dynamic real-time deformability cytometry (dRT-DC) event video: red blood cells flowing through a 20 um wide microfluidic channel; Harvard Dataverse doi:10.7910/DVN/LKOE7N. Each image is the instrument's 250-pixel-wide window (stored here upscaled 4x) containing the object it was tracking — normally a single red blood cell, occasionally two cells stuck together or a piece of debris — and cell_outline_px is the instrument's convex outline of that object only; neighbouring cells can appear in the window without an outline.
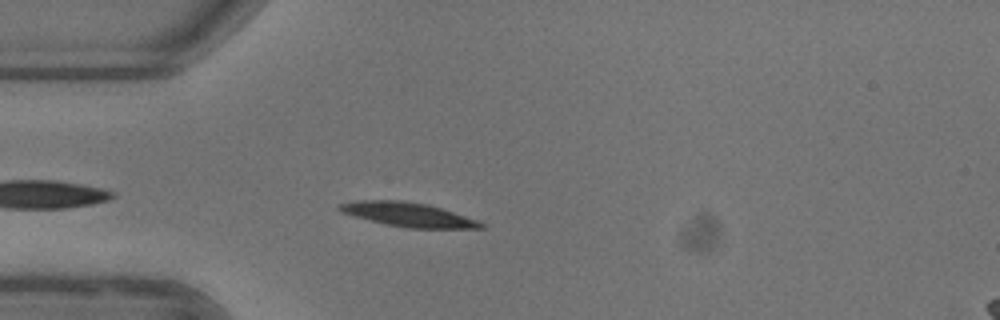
{"species": "common noctule bat (a hibernating species)", "species_latin": "Nyctalus noctula", "temperature_condition": "warm", "stored_images_in_passage": 42, "camera_frame_rate_fps": 3000, "um_per_image_px": 0.085, "animal": {"sex": "female"}, "frame": {"image": 1, "passage_image": 4, "time_ms": 1.0, "image_size_px": [1000, 320], "cell_outline_px": [[484, 228], [408, 228], [384, 224], [340, 212], [336, 208], [340, 204], [364, 200], [400, 200], [424, 204], [440, 208], [476, 220], [484, 224]], "centroid_in_image_um": [34.64, 18.24], "position_along_channel_um": 50.4, "area_um2": 19.42}}
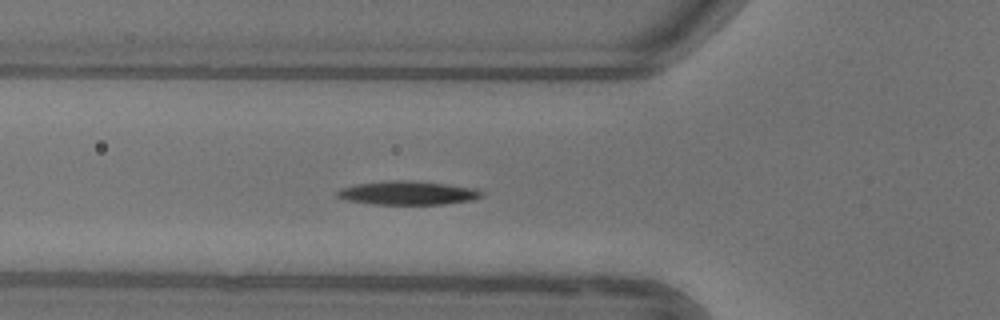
{"frame": {"image": 2, "passage_image": 8, "time_ms": 2.333, "image_size_px": [1000, 320], "cell_outline_px": [[484, 196], [472, 200], [444, 204], [372, 204], [348, 200], [336, 196], [336, 192], [340, 188], [356, 184], [384, 180], [396, 180], [444, 184], [472, 188], [484, 192]], "centroid_in_image_um": [34.63, 16.4], "position_along_channel_um": 91.2, "area_um2": 19.71}}
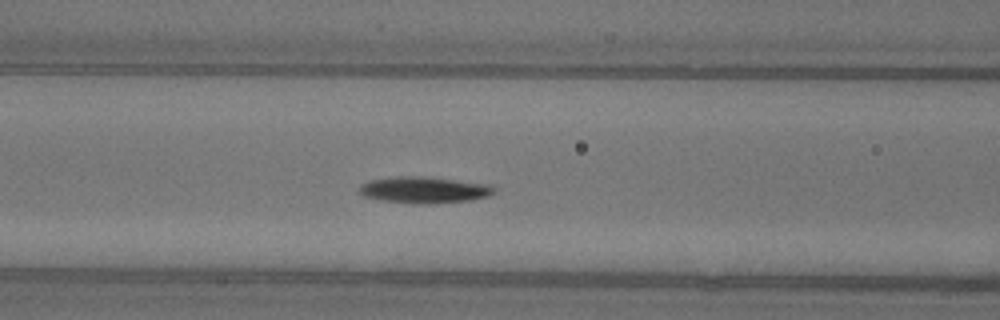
{"frame": {"image": 3, "passage_image": 11, "time_ms": 3.333, "image_size_px": [1000, 320], "cell_outline_px": [[492, 192], [488, 196], [472, 200], [424, 204], [384, 200], [364, 196], [360, 192], [360, 184], [368, 180], [400, 176], [416, 176], [480, 184], [492, 188]], "centroid_in_image_um": [35.93, 16.15], "position_along_channel_um": 130.7, "area_um2": 19.77}, "authors_computed_cell_mechanics": {"area_um2": 19.3919, "velocity_mm_per_s": 3.8908, "shape_relaxation_time_tau1_ms": 4.1499, "shape_relaxation_time_tau2_ms": null, "deformation_change_tau1": 0.1665, "deformation_change_tau2": null}}